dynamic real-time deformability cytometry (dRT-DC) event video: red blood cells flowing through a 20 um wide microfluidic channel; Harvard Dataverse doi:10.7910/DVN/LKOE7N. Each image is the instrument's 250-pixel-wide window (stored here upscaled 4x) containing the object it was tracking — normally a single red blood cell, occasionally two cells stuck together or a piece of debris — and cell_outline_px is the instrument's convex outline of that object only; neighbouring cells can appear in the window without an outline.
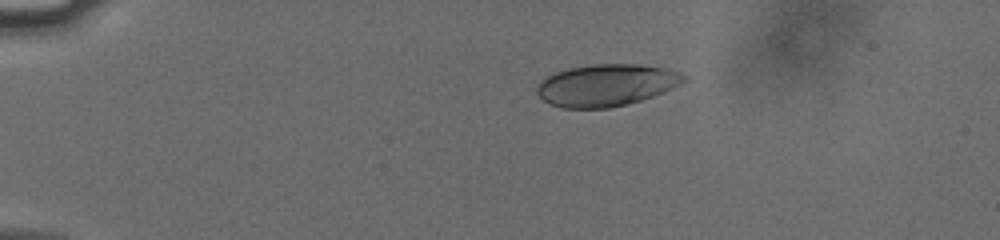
{"species": "human", "species_latin": "Homo sapiens", "temperature_condition": "cold", "stored_images_in_passage": 46, "camera_frame_rate_fps": 3000, "um_per_image_px": 0.085, "donor": {"sex": "male"}, "frame": {"image": 1, "passage_image": 2, "time_ms": 0.333, "image_size_px": [1000, 240], "cell_outline_px": [[688, 80], [664, 92], [628, 104], [608, 108], [564, 108], [548, 104], [536, 92], [536, 84], [540, 80], [556, 72], [568, 68], [592, 64], [636, 64], [664, 68], [688, 76]], "centroid_in_image_um": [51.51, 7.24], "position_along_channel_um": 33.5, "area_um2": 35.95}}
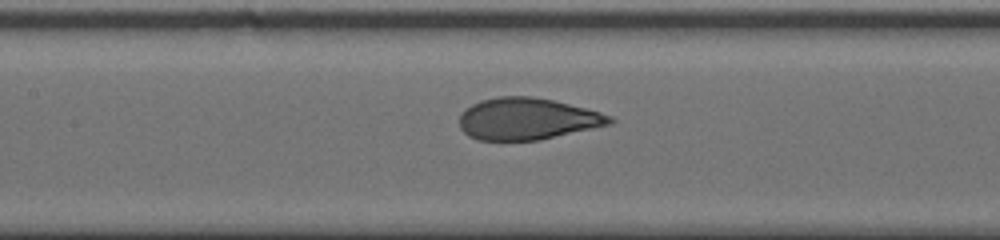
{"frame": {"image": 2, "passage_image": 18, "time_ms": 5.667, "image_size_px": [1000, 240], "cell_outline_px": [[616, 120], [612, 124], [540, 140], [476, 140], [468, 136], [460, 128], [460, 112], [464, 108], [480, 100], [500, 96], [532, 96], [552, 100], [600, 112], [612, 116]], "centroid_in_image_um": [44.8, 10.1], "position_along_channel_um": 162.6, "area_um2": 36.76}}
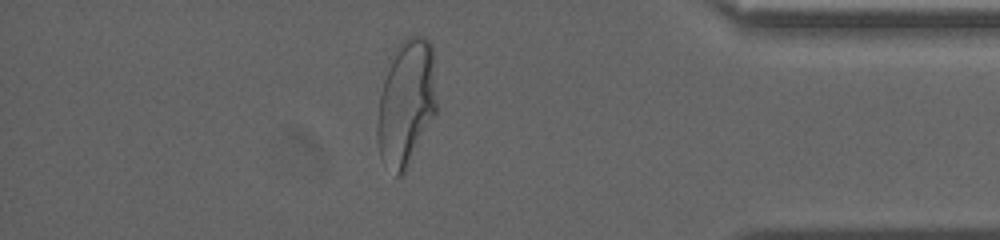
{"frame": {"image": 3, "passage_image": 39, "time_ms": 12.667, "image_size_px": [1000, 240], "cell_outline_px": [[436, 112], [404, 172], [400, 176], [396, 176], [380, 156], [376, 140], [376, 120], [380, 96], [388, 56], [408, 36], [424, 36], [432, 44], [436, 104]], "centroid_in_image_um": [34.49, 8.69], "position_along_channel_um": 400.7, "area_um2": 43.64}, "authors_computed_cell_mechanics": {"area_um2": 37.3677, "velocity_mm_per_s": 3.7752, "shape_relaxation_time_tau1_ms": 5.0519, "shape_relaxation_time_tau2_ms": null, "deformation_change_tau1": 0.1833, "deformation_change_tau2": null}}